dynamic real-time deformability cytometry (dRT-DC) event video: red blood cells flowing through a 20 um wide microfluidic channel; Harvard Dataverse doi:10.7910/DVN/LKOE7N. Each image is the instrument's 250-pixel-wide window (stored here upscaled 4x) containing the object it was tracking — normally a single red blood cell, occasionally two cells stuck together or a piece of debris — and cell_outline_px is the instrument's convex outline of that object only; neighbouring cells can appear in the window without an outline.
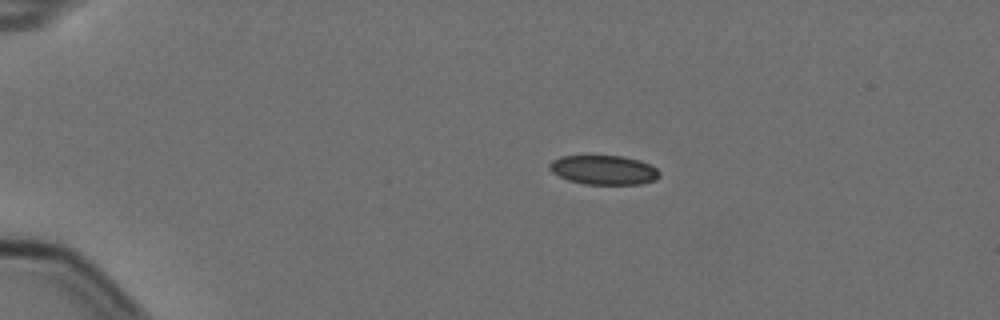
{"species": "Egyptian fruit bat (a non-hibernating species)", "species_latin": "Rousettus aegyptiacus", "temperature_condition": "cold", "stored_images_in_passage": 5, "segment_of_instrument_passage": [1, 2], "camera_frame_rate_fps": 3000, "um_per_image_px": 0.085, "animal": {"sex": "female"}, "frame": {"image": 1, "passage_image": 3, "time_ms": 0.667, "image_size_px": [1000, 320], "cell_outline_px": [[660, 176], [656, 180], [640, 184], [584, 184], [568, 180], [552, 172], [548, 168], [548, 164], [552, 160], [560, 156], [624, 156], [640, 160], [656, 168], [660, 172]], "centroid_in_image_um": [51.32, 14.44], "position_along_channel_um": 33.7, "area_um2": 18.84}}